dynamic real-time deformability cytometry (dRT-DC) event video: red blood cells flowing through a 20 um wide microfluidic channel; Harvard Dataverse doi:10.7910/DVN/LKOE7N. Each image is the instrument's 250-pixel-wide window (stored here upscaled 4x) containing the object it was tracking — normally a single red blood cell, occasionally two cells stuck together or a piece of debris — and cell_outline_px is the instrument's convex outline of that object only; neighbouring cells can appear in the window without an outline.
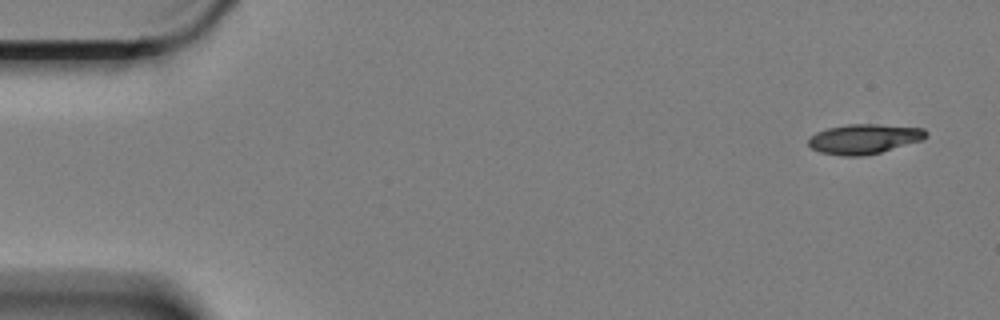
{"species": "Egyptian fruit bat (a non-hibernating species)", "species_latin": "Rousettus aegyptiacus", "temperature_condition": "cold", "stored_images_in_passage": 4, "camera_frame_rate_fps": 3000, "um_per_image_px": 0.085, "animal": {"sex": "female"}, "frame": {"image": 1, "passage_image": 1, "time_ms": 0.0, "image_size_px": [1000, 320], "cell_outline_px": [[928, 136], [920, 140], [880, 152], [864, 156], [840, 156], [820, 152], [812, 148], [808, 144], [808, 136], [816, 132], [828, 128], [848, 124], [876, 124], [924, 128], [928, 132]], "centroid_in_image_um": [73.41, 11.8], "position_along_channel_um": 11.6, "area_um2": 20.4}}
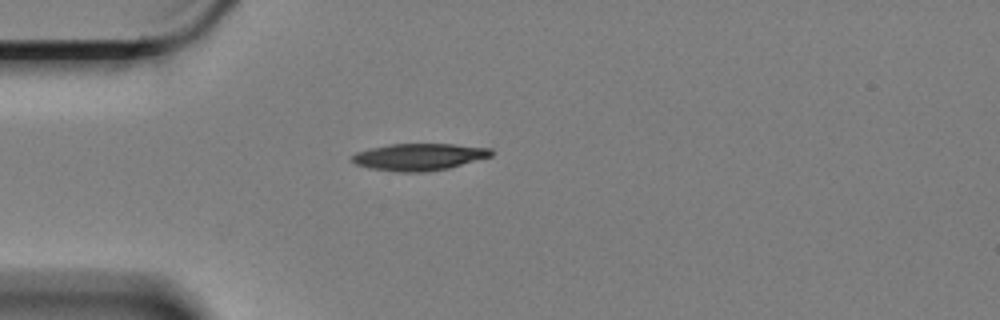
{"frame": {"image": 2, "passage_image": 4, "time_ms": 1.0, "image_size_px": [1000, 320], "cell_outline_px": [[492, 156], [448, 168], [424, 172], [396, 172], [368, 168], [356, 164], [352, 160], [352, 156], [356, 152], [372, 148], [392, 144], [452, 144], [492, 148]], "centroid_in_image_um": [35.62, 13.34], "position_along_channel_um": 49.4, "area_um2": 21.73}}